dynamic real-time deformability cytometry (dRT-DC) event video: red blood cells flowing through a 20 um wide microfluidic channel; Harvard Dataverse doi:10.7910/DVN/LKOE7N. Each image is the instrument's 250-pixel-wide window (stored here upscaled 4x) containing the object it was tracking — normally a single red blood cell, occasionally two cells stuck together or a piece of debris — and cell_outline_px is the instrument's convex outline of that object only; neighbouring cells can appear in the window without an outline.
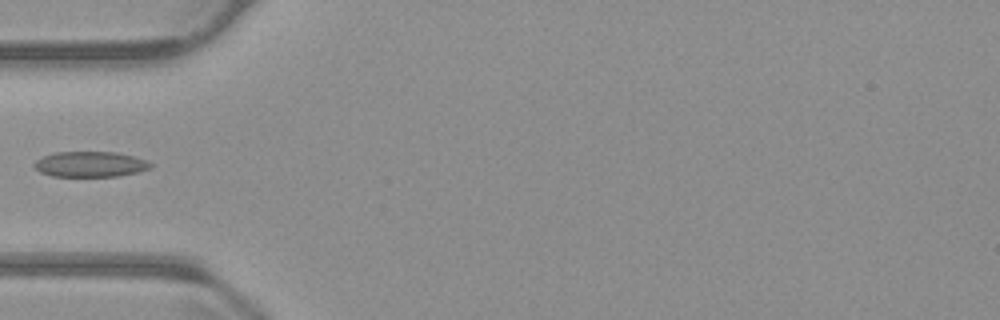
{"species": "common noctule bat (a hibernating species)", "species_latin": "Nyctalus noctula", "temperature_condition": "warm", "stored_images_in_passage": 38, "camera_frame_rate_fps": 3000, "um_per_image_px": 0.085, "animal": {"sex": "male", "body_mass_g": 23.1, "forearm_length_mm": 52.7}, "frame": {"image": 1, "passage_image": 1, "time_ms": 0.0, "image_size_px": [1000, 320], "cell_outline_px": [[152, 168], [120, 176], [52, 176], [40, 172], [32, 164], [36, 160], [44, 156], [56, 152], [116, 152], [132, 156], [144, 160], [152, 164]], "centroid_in_image_um": [7.65, 13.96], "position_along_channel_um": 77.3, "area_um2": 17.11}}
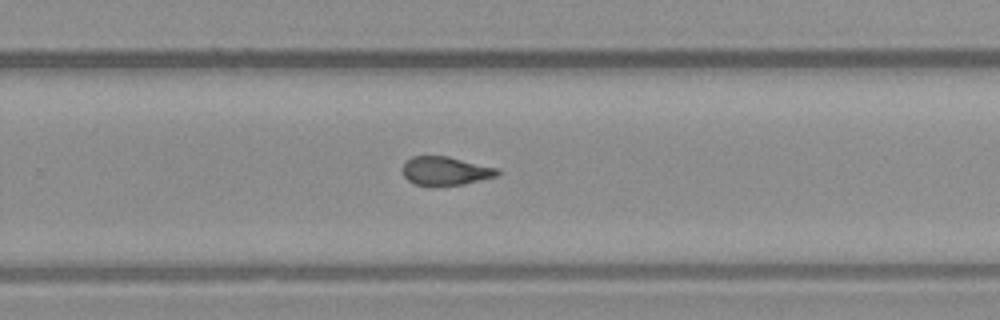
{"frame": {"image": 2, "passage_image": 18, "time_ms": 5.667, "image_size_px": [1000, 320], "cell_outline_px": [[500, 172], [496, 176], [464, 184], [436, 188], [416, 184], [408, 180], [404, 176], [400, 168], [404, 160], [412, 156], [448, 156], [496, 168]], "centroid_in_image_um": [37.77, 14.55], "position_along_channel_um": 292.0, "area_um2": 16.24}}
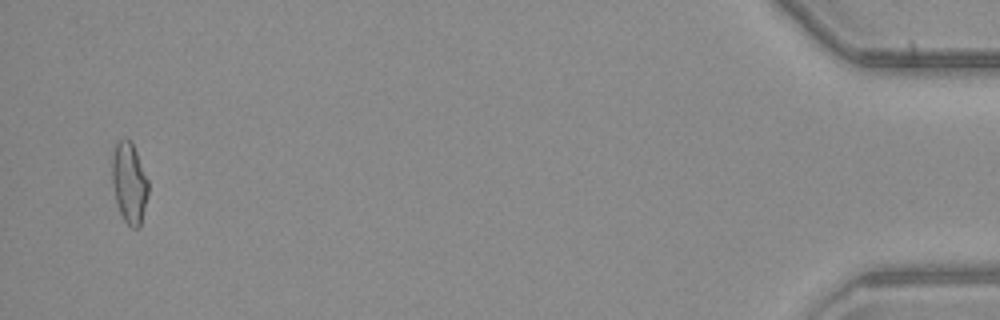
{"frame": {"image": 3, "passage_image": 36, "time_ms": 11.667, "image_size_px": [1000, 320], "cell_outline_px": [[148, 196], [140, 228], [132, 228], [124, 220], [116, 204], [112, 184], [112, 152], [116, 140], [128, 140], [132, 144], [136, 152], [148, 180]], "centroid_in_image_um": [10.97, 15.57], "position_along_channel_um": 424.2, "area_um2": 17.11}}